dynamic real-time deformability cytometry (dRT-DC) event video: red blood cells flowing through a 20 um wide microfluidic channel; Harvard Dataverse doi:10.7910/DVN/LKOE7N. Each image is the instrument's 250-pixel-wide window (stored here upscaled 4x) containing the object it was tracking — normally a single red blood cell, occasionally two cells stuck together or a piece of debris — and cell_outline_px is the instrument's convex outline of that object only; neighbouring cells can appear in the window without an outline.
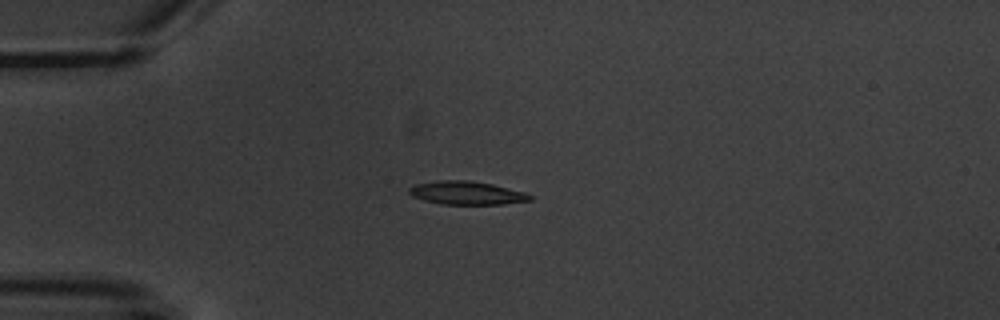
{"species": "common noctule bat (a hibernating species)", "species_latin": "Nyctalus noctula", "temperature_condition": "warm", "stored_images_in_passage": 4, "camera_frame_rate_fps": 3000, "um_per_image_px": 0.085, "animal": {"sex": "male", "body_mass_g": 20.1, "forearm_length_mm": 53.5}, "frame": {"image": 1, "passage_image": 4, "time_ms": 3.667, "image_size_px": [1000, 320], "cell_outline_px": [[532, 200], [504, 204], [440, 204], [424, 200], [412, 196], [408, 192], [408, 188], [416, 184], [440, 180], [468, 180], [492, 184], [524, 192], [532, 196]], "centroid_in_image_um": [39.65, 16.4], "position_along_channel_um": 45.4, "area_um2": 16.36}}